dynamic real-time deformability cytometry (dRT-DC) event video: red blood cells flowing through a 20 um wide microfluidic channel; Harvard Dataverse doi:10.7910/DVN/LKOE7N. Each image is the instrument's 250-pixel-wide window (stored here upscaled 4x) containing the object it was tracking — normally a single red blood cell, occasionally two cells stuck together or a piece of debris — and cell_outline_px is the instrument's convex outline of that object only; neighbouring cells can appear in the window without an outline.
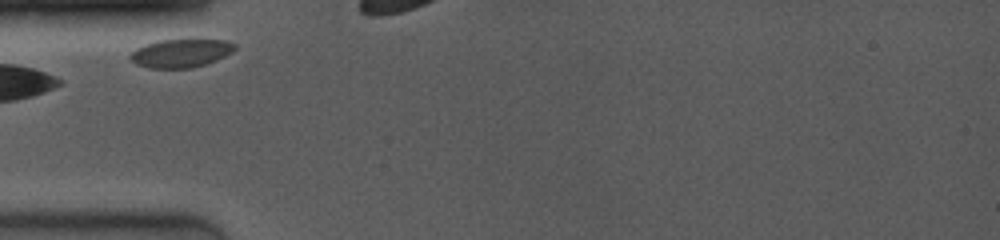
{"species": "common noctule bat (a hibernating species)", "species_latin": "Nyctalus noctula", "temperature_condition": "room temperature", "stored_images_in_passage": 13, "camera_frame_rate_fps": 4000, "um_per_image_px": 0.085, "animal": {"sex": "female", "body_mass_g": 19.0, "forearm_length_mm": 53.3}, "frame": {"image": 1, "passage_image": 1, "time_ms": 0.0, "image_size_px": [1000, 240], "cell_outline_px": [[236, 48], [232, 52], [216, 60], [204, 64], [188, 68], [148, 68], [132, 60], [132, 52], [136, 48], [144, 44], [160, 40], [224, 40], [236, 44]], "centroid_in_image_um": [15.39, 4.51], "position_along_channel_um": 69.6, "area_um2": 16.88}}